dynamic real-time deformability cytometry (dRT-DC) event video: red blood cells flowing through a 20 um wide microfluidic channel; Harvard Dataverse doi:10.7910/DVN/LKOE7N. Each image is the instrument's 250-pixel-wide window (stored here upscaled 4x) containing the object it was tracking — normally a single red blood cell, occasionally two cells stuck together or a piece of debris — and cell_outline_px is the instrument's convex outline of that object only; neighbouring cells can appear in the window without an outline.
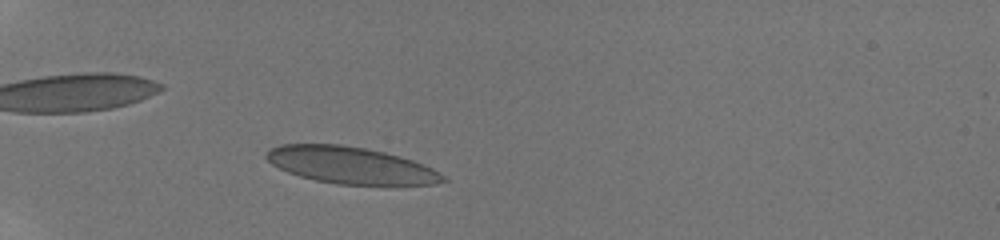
{"species": "human", "species_latin": "Homo sapiens", "temperature_condition": "room temperature", "stored_images_in_passage": 45, "camera_frame_rate_fps": 3000, "um_per_image_px": 0.085, "donor": {"sex": "male"}, "frame": {"image": 1, "passage_image": 8, "time_ms": 2.0, "image_size_px": [1000, 240], "cell_outline_px": [[448, 180], [436, 184], [336, 184], [316, 180], [300, 176], [288, 172], [272, 164], [264, 156], [272, 148], [280, 144], [340, 144], [364, 148], [384, 152], [412, 160], [424, 164], [440, 172]], "centroid_in_image_um": [29.81, 14.04], "position_along_channel_um": 55.2, "area_um2": 37.51}}
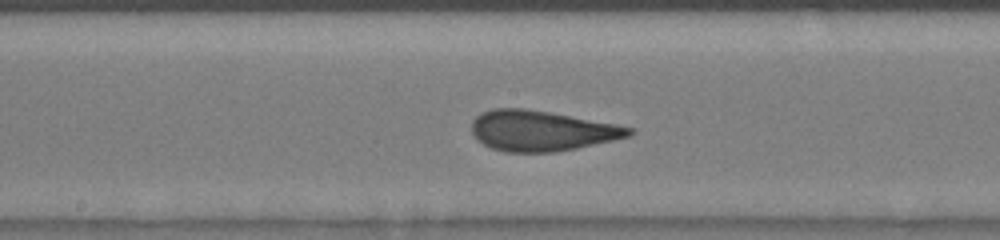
{"frame": {"image": 2, "passage_image": 23, "time_ms": 6.333, "image_size_px": [1000, 240], "cell_outline_px": [[636, 132], [628, 136], [612, 140], [576, 148], [556, 152], [504, 152], [492, 148], [476, 140], [472, 136], [472, 120], [480, 112], [492, 108], [524, 108], [548, 112], [616, 124], [632, 128]], "centroid_in_image_um": [45.97, 11.11], "position_along_channel_um": 202.2, "area_um2": 36.99}}
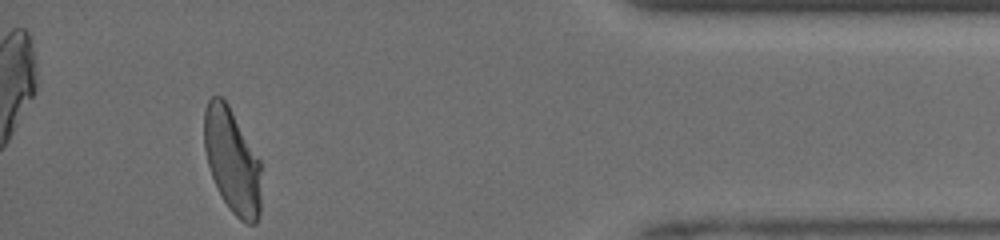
{"frame": {"image": 3, "passage_image": 45, "time_ms": 12.333, "image_size_px": [1000, 240], "cell_outline_px": [[260, 212], [256, 224], [248, 224], [240, 220], [228, 208], [212, 176], [208, 164], [204, 148], [204, 108], [208, 100], [212, 96], [220, 96], [228, 104], [260, 160]], "centroid_in_image_um": [19.73, 13.67], "position_along_channel_um": 415.5, "area_um2": 34.56}, "authors_computed_cell_mechanics": {"area_um2": 36.8764, "velocity_mm_per_s": 4.1635, "shape_relaxation_time_tau1_ms": 6.1231, "shape_relaxation_time_tau2_ms": 0.7053, "deformation_change_tau1": 0.196, "deformation_change_tau2": 0.075}}